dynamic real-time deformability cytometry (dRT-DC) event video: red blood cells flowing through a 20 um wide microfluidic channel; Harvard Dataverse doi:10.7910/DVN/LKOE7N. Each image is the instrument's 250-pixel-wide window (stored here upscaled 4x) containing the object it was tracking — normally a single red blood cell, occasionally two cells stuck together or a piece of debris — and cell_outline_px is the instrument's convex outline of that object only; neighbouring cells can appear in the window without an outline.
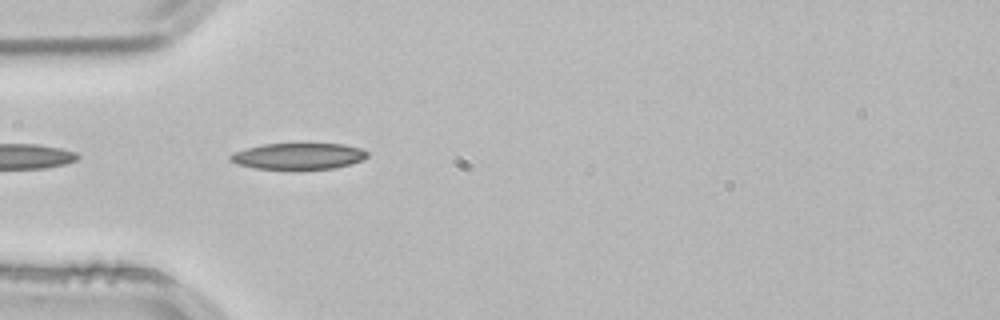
{"species": "common noctule bat (a hibernating species)", "species_latin": "Nyctalus noctula", "temperature_condition": "room temperature", "stored_images_in_passage": 6, "camera_frame_rate_fps": 3000, "um_per_image_px": 0.085, "animal": {"sex": "male", "body_mass_g": 21.5, "forearm_length_mm": 52.0}, "frame": {"image": 1, "passage_image": 1, "time_ms": 0.0, "image_size_px": [1000, 320], "cell_outline_px": [[368, 156], [364, 160], [332, 168], [256, 168], [236, 164], [228, 160], [228, 156], [232, 152], [264, 144], [344, 144], [360, 148], [368, 152]], "centroid_in_image_um": [25.34, 13.26], "position_along_channel_um": 59.7, "area_um2": 20.63}}